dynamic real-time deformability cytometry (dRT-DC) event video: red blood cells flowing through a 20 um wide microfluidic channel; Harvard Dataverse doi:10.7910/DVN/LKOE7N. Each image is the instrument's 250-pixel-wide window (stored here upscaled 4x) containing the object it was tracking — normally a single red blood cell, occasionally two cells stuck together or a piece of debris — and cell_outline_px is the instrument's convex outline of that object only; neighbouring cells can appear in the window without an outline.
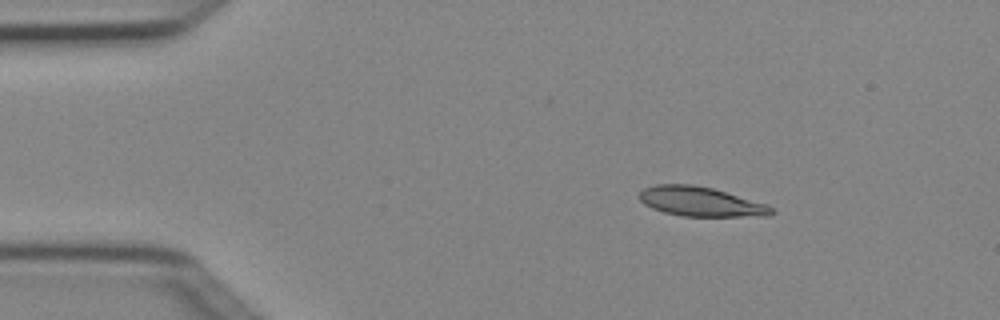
{"species": "Egyptian fruit bat (a non-hibernating species)", "species_latin": "Rousettus aegyptiacus", "temperature_condition": "cold", "stored_images_in_passage": 4, "segment_of_instrument_passage": [1, 2], "camera_frame_rate_fps": 3000, "um_per_image_px": 0.085, "animal": {"sex": "female"}, "frame": {"image": 1, "passage_image": 1, "time_ms": 0.0, "image_size_px": [1000, 320], "cell_outline_px": [[776, 212], [768, 216], [680, 216], [664, 212], [652, 208], [644, 204], [640, 200], [640, 192], [644, 188], [656, 184], [692, 184], [712, 188], [764, 204], [772, 208]], "centroid_in_image_um": [59.52, 17.14], "position_along_channel_um": 25.5, "area_um2": 22.43}}
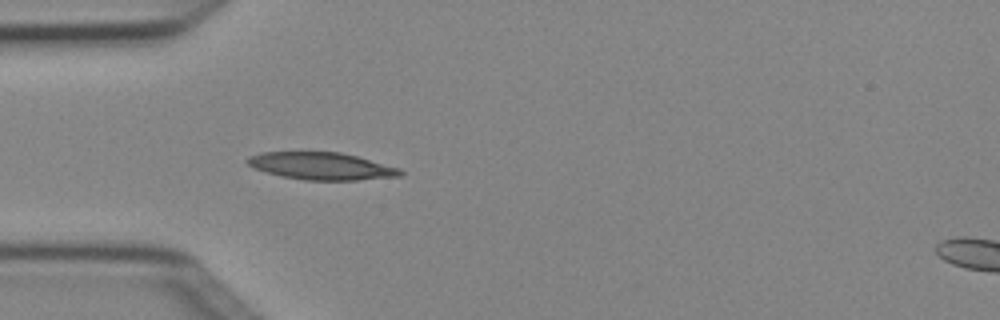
{"frame": {"image": 2, "passage_image": 3, "time_ms": 0.667, "image_size_px": [1000, 320], "cell_outline_px": [[404, 176], [356, 180], [304, 180], [280, 176], [252, 168], [244, 160], [248, 156], [260, 152], [340, 152], [356, 156], [400, 168], [404, 172]], "centroid_in_image_um": [27.3, 14.12], "position_along_channel_um": 57.7, "area_um2": 24.51}}